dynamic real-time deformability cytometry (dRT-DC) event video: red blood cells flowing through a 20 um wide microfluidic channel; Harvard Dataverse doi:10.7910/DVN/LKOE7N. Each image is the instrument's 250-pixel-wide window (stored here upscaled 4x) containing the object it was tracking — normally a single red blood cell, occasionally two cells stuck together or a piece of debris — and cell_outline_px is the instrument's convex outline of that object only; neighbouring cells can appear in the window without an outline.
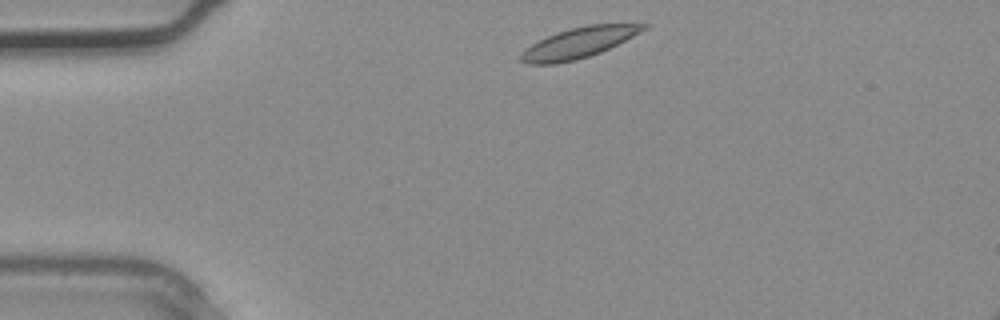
{"species": "common noctule bat (a hibernating species)", "species_latin": "Nyctalus noctula", "temperature_condition": "warm", "stored_images_in_passage": 3, "camera_frame_rate_fps": 3000, "um_per_image_px": 0.085, "animal": {"sex": "male", "body_mass_g": 20.4}, "frame": {"image": 1, "passage_image": 1, "time_ms": 0.0, "image_size_px": [1000, 320], "cell_outline_px": [[648, 28], [600, 52], [576, 60], [556, 64], [528, 64], [520, 60], [520, 56], [532, 44], [556, 32], [588, 24], [648, 24]], "centroid_in_image_um": [49.18, 3.64], "position_along_channel_um": 35.8, "area_um2": 21.27}}